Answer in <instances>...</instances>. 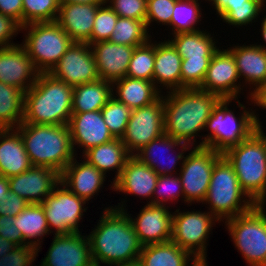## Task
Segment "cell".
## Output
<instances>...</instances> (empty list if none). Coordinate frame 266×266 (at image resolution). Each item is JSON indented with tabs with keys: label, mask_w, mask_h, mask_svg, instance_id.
Here are the masks:
<instances>
[{
	"label": "cell",
	"mask_w": 266,
	"mask_h": 266,
	"mask_svg": "<svg viewBox=\"0 0 266 266\" xmlns=\"http://www.w3.org/2000/svg\"><path fill=\"white\" fill-rule=\"evenodd\" d=\"M163 95L164 134L192 147H202L200 133L204 132L206 122L221 98L199 88L173 90ZM197 136L201 138L198 143Z\"/></svg>",
	"instance_id": "1"
},
{
	"label": "cell",
	"mask_w": 266,
	"mask_h": 266,
	"mask_svg": "<svg viewBox=\"0 0 266 266\" xmlns=\"http://www.w3.org/2000/svg\"><path fill=\"white\" fill-rule=\"evenodd\" d=\"M87 235L95 266H113L139 259L142 245L123 210L107 206Z\"/></svg>",
	"instance_id": "2"
},
{
	"label": "cell",
	"mask_w": 266,
	"mask_h": 266,
	"mask_svg": "<svg viewBox=\"0 0 266 266\" xmlns=\"http://www.w3.org/2000/svg\"><path fill=\"white\" fill-rule=\"evenodd\" d=\"M73 87L50 73H40L25 92L23 123L68 125L72 115Z\"/></svg>",
	"instance_id": "3"
},
{
	"label": "cell",
	"mask_w": 266,
	"mask_h": 266,
	"mask_svg": "<svg viewBox=\"0 0 266 266\" xmlns=\"http://www.w3.org/2000/svg\"><path fill=\"white\" fill-rule=\"evenodd\" d=\"M32 166H44L59 174L78 157L74 151L68 125L21 123L16 128Z\"/></svg>",
	"instance_id": "4"
},
{
	"label": "cell",
	"mask_w": 266,
	"mask_h": 266,
	"mask_svg": "<svg viewBox=\"0 0 266 266\" xmlns=\"http://www.w3.org/2000/svg\"><path fill=\"white\" fill-rule=\"evenodd\" d=\"M235 100L221 99L213 108L204 129V132L207 131L206 133L208 134H205V136L201 134L202 147L223 154L226 150L240 144L256 131L257 124L261 122L258 112L256 113L258 110H252L253 107L246 108L247 105L242 104L238 99ZM233 101L238 103L235 105L240 108V114L238 115L237 113L236 116V111L228 108Z\"/></svg>",
	"instance_id": "5"
},
{
	"label": "cell",
	"mask_w": 266,
	"mask_h": 266,
	"mask_svg": "<svg viewBox=\"0 0 266 266\" xmlns=\"http://www.w3.org/2000/svg\"><path fill=\"white\" fill-rule=\"evenodd\" d=\"M233 166L240 187L256 205H266V142L256 130L222 154Z\"/></svg>",
	"instance_id": "6"
},
{
	"label": "cell",
	"mask_w": 266,
	"mask_h": 266,
	"mask_svg": "<svg viewBox=\"0 0 266 266\" xmlns=\"http://www.w3.org/2000/svg\"><path fill=\"white\" fill-rule=\"evenodd\" d=\"M220 222L250 211L256 204L240 187L233 166L222 155L215 163L202 205Z\"/></svg>",
	"instance_id": "7"
},
{
	"label": "cell",
	"mask_w": 266,
	"mask_h": 266,
	"mask_svg": "<svg viewBox=\"0 0 266 266\" xmlns=\"http://www.w3.org/2000/svg\"><path fill=\"white\" fill-rule=\"evenodd\" d=\"M266 205L223 222L231 241L248 266H266Z\"/></svg>",
	"instance_id": "8"
},
{
	"label": "cell",
	"mask_w": 266,
	"mask_h": 266,
	"mask_svg": "<svg viewBox=\"0 0 266 266\" xmlns=\"http://www.w3.org/2000/svg\"><path fill=\"white\" fill-rule=\"evenodd\" d=\"M21 45L40 73H49L73 41L56 21L30 23L21 27Z\"/></svg>",
	"instance_id": "9"
},
{
	"label": "cell",
	"mask_w": 266,
	"mask_h": 266,
	"mask_svg": "<svg viewBox=\"0 0 266 266\" xmlns=\"http://www.w3.org/2000/svg\"><path fill=\"white\" fill-rule=\"evenodd\" d=\"M179 210L180 208L173 212L171 241L196 259H206L212 227L221 222L209 211Z\"/></svg>",
	"instance_id": "10"
},
{
	"label": "cell",
	"mask_w": 266,
	"mask_h": 266,
	"mask_svg": "<svg viewBox=\"0 0 266 266\" xmlns=\"http://www.w3.org/2000/svg\"><path fill=\"white\" fill-rule=\"evenodd\" d=\"M222 153L206 147H192L180 166L178 176L182 183L184 204L202 203L206 197L211 174Z\"/></svg>",
	"instance_id": "11"
},
{
	"label": "cell",
	"mask_w": 266,
	"mask_h": 266,
	"mask_svg": "<svg viewBox=\"0 0 266 266\" xmlns=\"http://www.w3.org/2000/svg\"><path fill=\"white\" fill-rule=\"evenodd\" d=\"M86 203L60 182L41 203L50 233L53 235L82 233L79 230V223L85 216L83 213L89 208L86 207Z\"/></svg>",
	"instance_id": "12"
},
{
	"label": "cell",
	"mask_w": 266,
	"mask_h": 266,
	"mask_svg": "<svg viewBox=\"0 0 266 266\" xmlns=\"http://www.w3.org/2000/svg\"><path fill=\"white\" fill-rule=\"evenodd\" d=\"M164 134L163 94L153 103L134 109L121 138L131 155Z\"/></svg>",
	"instance_id": "13"
},
{
	"label": "cell",
	"mask_w": 266,
	"mask_h": 266,
	"mask_svg": "<svg viewBox=\"0 0 266 266\" xmlns=\"http://www.w3.org/2000/svg\"><path fill=\"white\" fill-rule=\"evenodd\" d=\"M122 199L124 201L121 200L117 206L113 205V208L127 213L142 246L171 241L173 212L169 211V206L146 204L135 217L126 209L127 200Z\"/></svg>",
	"instance_id": "14"
},
{
	"label": "cell",
	"mask_w": 266,
	"mask_h": 266,
	"mask_svg": "<svg viewBox=\"0 0 266 266\" xmlns=\"http://www.w3.org/2000/svg\"><path fill=\"white\" fill-rule=\"evenodd\" d=\"M49 73L72 87L100 79L93 50L84 42H73Z\"/></svg>",
	"instance_id": "15"
},
{
	"label": "cell",
	"mask_w": 266,
	"mask_h": 266,
	"mask_svg": "<svg viewBox=\"0 0 266 266\" xmlns=\"http://www.w3.org/2000/svg\"><path fill=\"white\" fill-rule=\"evenodd\" d=\"M240 81L232 53L221 47L214 53L199 89L216 94L221 99L235 100L243 91Z\"/></svg>",
	"instance_id": "16"
},
{
	"label": "cell",
	"mask_w": 266,
	"mask_h": 266,
	"mask_svg": "<svg viewBox=\"0 0 266 266\" xmlns=\"http://www.w3.org/2000/svg\"><path fill=\"white\" fill-rule=\"evenodd\" d=\"M179 148L181 151L179 150ZM191 148H192L191 145L181 142L179 140H176L166 134H163L161 137L155 140H152L149 144L142 147L133 156L137 158L141 163L146 164L147 166L155 170V172L159 176L160 175H176L178 174L177 172L180 171V168L177 169L176 166L178 164L179 166L180 164L181 165L183 164L185 155L188 151H190ZM165 151L168 154H170L169 152L171 151L172 153H174V155L173 156L170 155L165 158L163 157L165 156L164 153L166 154ZM164 159L166 160L163 161Z\"/></svg>",
	"instance_id": "17"
},
{
	"label": "cell",
	"mask_w": 266,
	"mask_h": 266,
	"mask_svg": "<svg viewBox=\"0 0 266 266\" xmlns=\"http://www.w3.org/2000/svg\"><path fill=\"white\" fill-rule=\"evenodd\" d=\"M51 246L39 266H95L87 234L53 235Z\"/></svg>",
	"instance_id": "18"
},
{
	"label": "cell",
	"mask_w": 266,
	"mask_h": 266,
	"mask_svg": "<svg viewBox=\"0 0 266 266\" xmlns=\"http://www.w3.org/2000/svg\"><path fill=\"white\" fill-rule=\"evenodd\" d=\"M39 74L21 44L0 48V82L26 92L34 85Z\"/></svg>",
	"instance_id": "19"
},
{
	"label": "cell",
	"mask_w": 266,
	"mask_h": 266,
	"mask_svg": "<svg viewBox=\"0 0 266 266\" xmlns=\"http://www.w3.org/2000/svg\"><path fill=\"white\" fill-rule=\"evenodd\" d=\"M59 183L60 174L44 166H31L27 171L9 177L10 191L29 204H41Z\"/></svg>",
	"instance_id": "20"
},
{
	"label": "cell",
	"mask_w": 266,
	"mask_h": 266,
	"mask_svg": "<svg viewBox=\"0 0 266 266\" xmlns=\"http://www.w3.org/2000/svg\"><path fill=\"white\" fill-rule=\"evenodd\" d=\"M68 127L76 155L78 148H83L81 153L84 154L93 147L115 139L104 122L101 110L72 113Z\"/></svg>",
	"instance_id": "21"
},
{
	"label": "cell",
	"mask_w": 266,
	"mask_h": 266,
	"mask_svg": "<svg viewBox=\"0 0 266 266\" xmlns=\"http://www.w3.org/2000/svg\"><path fill=\"white\" fill-rule=\"evenodd\" d=\"M74 157L60 174L62 182L71 192L84 199L88 204L95 195H99L104 188L106 177L95 166L89 164L81 156L80 162ZM83 159V160H82Z\"/></svg>",
	"instance_id": "22"
},
{
	"label": "cell",
	"mask_w": 266,
	"mask_h": 266,
	"mask_svg": "<svg viewBox=\"0 0 266 266\" xmlns=\"http://www.w3.org/2000/svg\"><path fill=\"white\" fill-rule=\"evenodd\" d=\"M158 174L141 163L133 155L127 160L119 178L113 183V191L119 194H127L139 197L140 200L145 198L147 204H152V196L156 188Z\"/></svg>",
	"instance_id": "23"
},
{
	"label": "cell",
	"mask_w": 266,
	"mask_h": 266,
	"mask_svg": "<svg viewBox=\"0 0 266 266\" xmlns=\"http://www.w3.org/2000/svg\"><path fill=\"white\" fill-rule=\"evenodd\" d=\"M100 79L114 83L126 76L135 47L120 45L110 40L92 43Z\"/></svg>",
	"instance_id": "24"
},
{
	"label": "cell",
	"mask_w": 266,
	"mask_h": 266,
	"mask_svg": "<svg viewBox=\"0 0 266 266\" xmlns=\"http://www.w3.org/2000/svg\"><path fill=\"white\" fill-rule=\"evenodd\" d=\"M101 5L60 3L56 22L68 34L73 42H84L91 45L96 12Z\"/></svg>",
	"instance_id": "25"
},
{
	"label": "cell",
	"mask_w": 266,
	"mask_h": 266,
	"mask_svg": "<svg viewBox=\"0 0 266 266\" xmlns=\"http://www.w3.org/2000/svg\"><path fill=\"white\" fill-rule=\"evenodd\" d=\"M227 49L235 59L242 87H250L249 97L252 90L254 91L260 84L266 82V49L259 47L256 43L237 44V46L233 44Z\"/></svg>",
	"instance_id": "26"
},
{
	"label": "cell",
	"mask_w": 266,
	"mask_h": 266,
	"mask_svg": "<svg viewBox=\"0 0 266 266\" xmlns=\"http://www.w3.org/2000/svg\"><path fill=\"white\" fill-rule=\"evenodd\" d=\"M181 63L182 57L168 40H155L153 82L162 94L181 89Z\"/></svg>",
	"instance_id": "27"
},
{
	"label": "cell",
	"mask_w": 266,
	"mask_h": 266,
	"mask_svg": "<svg viewBox=\"0 0 266 266\" xmlns=\"http://www.w3.org/2000/svg\"><path fill=\"white\" fill-rule=\"evenodd\" d=\"M32 166L16 128L0 129V176L11 177Z\"/></svg>",
	"instance_id": "28"
},
{
	"label": "cell",
	"mask_w": 266,
	"mask_h": 266,
	"mask_svg": "<svg viewBox=\"0 0 266 266\" xmlns=\"http://www.w3.org/2000/svg\"><path fill=\"white\" fill-rule=\"evenodd\" d=\"M81 156L104 175L116 170L109 188L113 190V183L119 178L127 160L132 155L128 152L121 139L115 138L110 142L89 149Z\"/></svg>",
	"instance_id": "29"
},
{
	"label": "cell",
	"mask_w": 266,
	"mask_h": 266,
	"mask_svg": "<svg viewBox=\"0 0 266 266\" xmlns=\"http://www.w3.org/2000/svg\"><path fill=\"white\" fill-rule=\"evenodd\" d=\"M207 30L196 32L177 33L170 36L168 41L176 49L182 60H211L214 53L220 48L216 36ZM215 37V38H214ZM217 41V42H216Z\"/></svg>",
	"instance_id": "30"
},
{
	"label": "cell",
	"mask_w": 266,
	"mask_h": 266,
	"mask_svg": "<svg viewBox=\"0 0 266 266\" xmlns=\"http://www.w3.org/2000/svg\"><path fill=\"white\" fill-rule=\"evenodd\" d=\"M161 95L152 81L125 76L112 84V96L131 110L150 105Z\"/></svg>",
	"instance_id": "31"
},
{
	"label": "cell",
	"mask_w": 266,
	"mask_h": 266,
	"mask_svg": "<svg viewBox=\"0 0 266 266\" xmlns=\"http://www.w3.org/2000/svg\"><path fill=\"white\" fill-rule=\"evenodd\" d=\"M14 224L23 236V245L36 247L38 253L42 249L44 237L51 234L41 204H29L14 217Z\"/></svg>",
	"instance_id": "32"
},
{
	"label": "cell",
	"mask_w": 266,
	"mask_h": 266,
	"mask_svg": "<svg viewBox=\"0 0 266 266\" xmlns=\"http://www.w3.org/2000/svg\"><path fill=\"white\" fill-rule=\"evenodd\" d=\"M112 97V83L98 79L73 87L72 113L101 110Z\"/></svg>",
	"instance_id": "33"
},
{
	"label": "cell",
	"mask_w": 266,
	"mask_h": 266,
	"mask_svg": "<svg viewBox=\"0 0 266 266\" xmlns=\"http://www.w3.org/2000/svg\"><path fill=\"white\" fill-rule=\"evenodd\" d=\"M139 260L143 266H191L196 258L172 241L142 247ZM189 264V265H188Z\"/></svg>",
	"instance_id": "34"
},
{
	"label": "cell",
	"mask_w": 266,
	"mask_h": 266,
	"mask_svg": "<svg viewBox=\"0 0 266 266\" xmlns=\"http://www.w3.org/2000/svg\"><path fill=\"white\" fill-rule=\"evenodd\" d=\"M25 92L0 82V129L17 128L23 120Z\"/></svg>",
	"instance_id": "35"
},
{
	"label": "cell",
	"mask_w": 266,
	"mask_h": 266,
	"mask_svg": "<svg viewBox=\"0 0 266 266\" xmlns=\"http://www.w3.org/2000/svg\"><path fill=\"white\" fill-rule=\"evenodd\" d=\"M201 2V0L176 1L171 17L172 32H169L170 35L201 30L199 27H196L204 18L202 17L203 9L200 6Z\"/></svg>",
	"instance_id": "36"
},
{
	"label": "cell",
	"mask_w": 266,
	"mask_h": 266,
	"mask_svg": "<svg viewBox=\"0 0 266 266\" xmlns=\"http://www.w3.org/2000/svg\"><path fill=\"white\" fill-rule=\"evenodd\" d=\"M146 23L142 20L118 17L110 41L120 45L138 47L151 38Z\"/></svg>",
	"instance_id": "37"
},
{
	"label": "cell",
	"mask_w": 266,
	"mask_h": 266,
	"mask_svg": "<svg viewBox=\"0 0 266 266\" xmlns=\"http://www.w3.org/2000/svg\"><path fill=\"white\" fill-rule=\"evenodd\" d=\"M151 38L146 44L135 47L127 77L153 82V70L155 61V41Z\"/></svg>",
	"instance_id": "38"
},
{
	"label": "cell",
	"mask_w": 266,
	"mask_h": 266,
	"mask_svg": "<svg viewBox=\"0 0 266 266\" xmlns=\"http://www.w3.org/2000/svg\"><path fill=\"white\" fill-rule=\"evenodd\" d=\"M132 110L115 97H111L101 109L105 124L114 138L121 139L127 127Z\"/></svg>",
	"instance_id": "39"
},
{
	"label": "cell",
	"mask_w": 266,
	"mask_h": 266,
	"mask_svg": "<svg viewBox=\"0 0 266 266\" xmlns=\"http://www.w3.org/2000/svg\"><path fill=\"white\" fill-rule=\"evenodd\" d=\"M23 26L37 22L56 21L60 0H22Z\"/></svg>",
	"instance_id": "40"
},
{
	"label": "cell",
	"mask_w": 266,
	"mask_h": 266,
	"mask_svg": "<svg viewBox=\"0 0 266 266\" xmlns=\"http://www.w3.org/2000/svg\"><path fill=\"white\" fill-rule=\"evenodd\" d=\"M265 13L261 0H249L248 5L231 6V8L220 18L222 22L234 28L250 26L258 22L259 15Z\"/></svg>",
	"instance_id": "41"
},
{
	"label": "cell",
	"mask_w": 266,
	"mask_h": 266,
	"mask_svg": "<svg viewBox=\"0 0 266 266\" xmlns=\"http://www.w3.org/2000/svg\"><path fill=\"white\" fill-rule=\"evenodd\" d=\"M180 198L184 202L182 183L178 174L158 176L152 196V204L168 206L173 201L177 203Z\"/></svg>",
	"instance_id": "42"
},
{
	"label": "cell",
	"mask_w": 266,
	"mask_h": 266,
	"mask_svg": "<svg viewBox=\"0 0 266 266\" xmlns=\"http://www.w3.org/2000/svg\"><path fill=\"white\" fill-rule=\"evenodd\" d=\"M118 17L107 3L101 5L96 12L91 33V44L110 40Z\"/></svg>",
	"instance_id": "43"
},
{
	"label": "cell",
	"mask_w": 266,
	"mask_h": 266,
	"mask_svg": "<svg viewBox=\"0 0 266 266\" xmlns=\"http://www.w3.org/2000/svg\"><path fill=\"white\" fill-rule=\"evenodd\" d=\"M177 0H147L146 26L148 31L152 30L154 22L168 26L171 31V17ZM152 24V25H151Z\"/></svg>",
	"instance_id": "44"
},
{
	"label": "cell",
	"mask_w": 266,
	"mask_h": 266,
	"mask_svg": "<svg viewBox=\"0 0 266 266\" xmlns=\"http://www.w3.org/2000/svg\"><path fill=\"white\" fill-rule=\"evenodd\" d=\"M211 60H182L181 89L199 88L205 78Z\"/></svg>",
	"instance_id": "45"
},
{
	"label": "cell",
	"mask_w": 266,
	"mask_h": 266,
	"mask_svg": "<svg viewBox=\"0 0 266 266\" xmlns=\"http://www.w3.org/2000/svg\"><path fill=\"white\" fill-rule=\"evenodd\" d=\"M106 3L119 17L146 21L147 0H107Z\"/></svg>",
	"instance_id": "46"
},
{
	"label": "cell",
	"mask_w": 266,
	"mask_h": 266,
	"mask_svg": "<svg viewBox=\"0 0 266 266\" xmlns=\"http://www.w3.org/2000/svg\"><path fill=\"white\" fill-rule=\"evenodd\" d=\"M38 257V249L29 244L16 246L10 253L0 258V266H33Z\"/></svg>",
	"instance_id": "47"
},
{
	"label": "cell",
	"mask_w": 266,
	"mask_h": 266,
	"mask_svg": "<svg viewBox=\"0 0 266 266\" xmlns=\"http://www.w3.org/2000/svg\"><path fill=\"white\" fill-rule=\"evenodd\" d=\"M21 24L13 17L0 13V48L15 46L13 41L21 33Z\"/></svg>",
	"instance_id": "48"
},
{
	"label": "cell",
	"mask_w": 266,
	"mask_h": 266,
	"mask_svg": "<svg viewBox=\"0 0 266 266\" xmlns=\"http://www.w3.org/2000/svg\"><path fill=\"white\" fill-rule=\"evenodd\" d=\"M28 205L23 197L9 191L6 197L0 198V215L16 217Z\"/></svg>",
	"instance_id": "49"
},
{
	"label": "cell",
	"mask_w": 266,
	"mask_h": 266,
	"mask_svg": "<svg viewBox=\"0 0 266 266\" xmlns=\"http://www.w3.org/2000/svg\"><path fill=\"white\" fill-rule=\"evenodd\" d=\"M0 236L10 240L17 246L23 245V236L14 224V217L0 215Z\"/></svg>",
	"instance_id": "50"
},
{
	"label": "cell",
	"mask_w": 266,
	"mask_h": 266,
	"mask_svg": "<svg viewBox=\"0 0 266 266\" xmlns=\"http://www.w3.org/2000/svg\"><path fill=\"white\" fill-rule=\"evenodd\" d=\"M0 13L13 17L23 26L22 0H0Z\"/></svg>",
	"instance_id": "51"
},
{
	"label": "cell",
	"mask_w": 266,
	"mask_h": 266,
	"mask_svg": "<svg viewBox=\"0 0 266 266\" xmlns=\"http://www.w3.org/2000/svg\"><path fill=\"white\" fill-rule=\"evenodd\" d=\"M249 0H209L219 19L231 8V6L248 5Z\"/></svg>",
	"instance_id": "52"
},
{
	"label": "cell",
	"mask_w": 266,
	"mask_h": 266,
	"mask_svg": "<svg viewBox=\"0 0 266 266\" xmlns=\"http://www.w3.org/2000/svg\"><path fill=\"white\" fill-rule=\"evenodd\" d=\"M246 103L248 105H253L259 107L260 109L266 110V82L260 84L254 91L250 93V96H247ZM252 102V103H251Z\"/></svg>",
	"instance_id": "53"
},
{
	"label": "cell",
	"mask_w": 266,
	"mask_h": 266,
	"mask_svg": "<svg viewBox=\"0 0 266 266\" xmlns=\"http://www.w3.org/2000/svg\"><path fill=\"white\" fill-rule=\"evenodd\" d=\"M17 245L10 240H6L0 236V258L7 255L14 249Z\"/></svg>",
	"instance_id": "54"
},
{
	"label": "cell",
	"mask_w": 266,
	"mask_h": 266,
	"mask_svg": "<svg viewBox=\"0 0 266 266\" xmlns=\"http://www.w3.org/2000/svg\"><path fill=\"white\" fill-rule=\"evenodd\" d=\"M10 185H9V177L0 176V198L6 197V193H9Z\"/></svg>",
	"instance_id": "55"
},
{
	"label": "cell",
	"mask_w": 266,
	"mask_h": 266,
	"mask_svg": "<svg viewBox=\"0 0 266 266\" xmlns=\"http://www.w3.org/2000/svg\"><path fill=\"white\" fill-rule=\"evenodd\" d=\"M263 16H264V18H263ZM263 16L261 17V19L259 18V20H261L260 21L261 22V27H260L259 30L261 31L260 32L261 33L260 36H262L264 44H262V43L258 44V42L256 44L259 47L266 49V15L264 14Z\"/></svg>",
	"instance_id": "56"
},
{
	"label": "cell",
	"mask_w": 266,
	"mask_h": 266,
	"mask_svg": "<svg viewBox=\"0 0 266 266\" xmlns=\"http://www.w3.org/2000/svg\"><path fill=\"white\" fill-rule=\"evenodd\" d=\"M107 0H60V3H82V4H97L104 5Z\"/></svg>",
	"instance_id": "57"
},
{
	"label": "cell",
	"mask_w": 266,
	"mask_h": 266,
	"mask_svg": "<svg viewBox=\"0 0 266 266\" xmlns=\"http://www.w3.org/2000/svg\"><path fill=\"white\" fill-rule=\"evenodd\" d=\"M113 266H143L141 261L139 259H136L134 261L126 262V263H119Z\"/></svg>",
	"instance_id": "58"
},
{
	"label": "cell",
	"mask_w": 266,
	"mask_h": 266,
	"mask_svg": "<svg viewBox=\"0 0 266 266\" xmlns=\"http://www.w3.org/2000/svg\"><path fill=\"white\" fill-rule=\"evenodd\" d=\"M207 258L206 259H196L193 263H191V266H208L207 264Z\"/></svg>",
	"instance_id": "59"
},
{
	"label": "cell",
	"mask_w": 266,
	"mask_h": 266,
	"mask_svg": "<svg viewBox=\"0 0 266 266\" xmlns=\"http://www.w3.org/2000/svg\"><path fill=\"white\" fill-rule=\"evenodd\" d=\"M262 124H263L262 122L258 123L256 130L264 137L265 142H266V133H264L265 131L262 129V128H265V127Z\"/></svg>",
	"instance_id": "60"
},
{
	"label": "cell",
	"mask_w": 266,
	"mask_h": 266,
	"mask_svg": "<svg viewBox=\"0 0 266 266\" xmlns=\"http://www.w3.org/2000/svg\"><path fill=\"white\" fill-rule=\"evenodd\" d=\"M262 1V5H263V10L266 12V9H265V7H266V0H261Z\"/></svg>",
	"instance_id": "61"
}]
</instances>
